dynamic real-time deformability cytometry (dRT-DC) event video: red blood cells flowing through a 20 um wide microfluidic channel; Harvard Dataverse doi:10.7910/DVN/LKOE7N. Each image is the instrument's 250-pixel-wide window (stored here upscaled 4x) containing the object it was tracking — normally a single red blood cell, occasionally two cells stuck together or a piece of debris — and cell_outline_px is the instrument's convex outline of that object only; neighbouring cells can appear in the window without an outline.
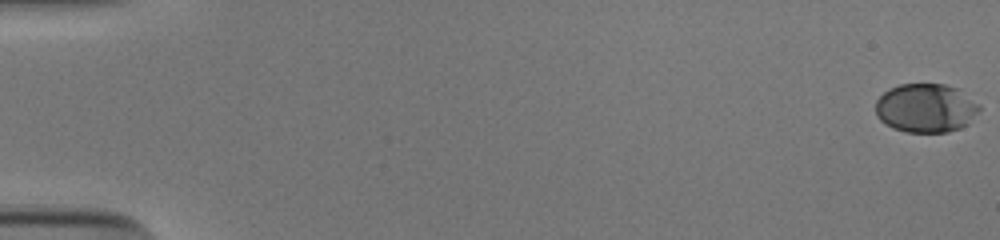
{"species": "human", "species_latin": "Homo sapiens", "temperature_condition": "cold", "stored_images_in_passage": 54, "camera_frame_rate_fps": 3000, "um_per_image_px": 0.085, "donor": {"sex": "male"}, "frame": {"image": 1, "passage_image": 1, "time_ms": 0.0, "image_size_px": [1000, 240], "cell_outline_px": [[980, 112], [968, 124], [960, 128], [948, 132], [904, 132], [892, 128], [880, 120], [876, 116], [876, 100], [888, 88], [900, 84], [944, 84], [960, 88], [980, 104]], "centroid_in_image_um": [78.73, 9.18], "position_along_channel_um": 6.3, "area_um2": 30.06}}
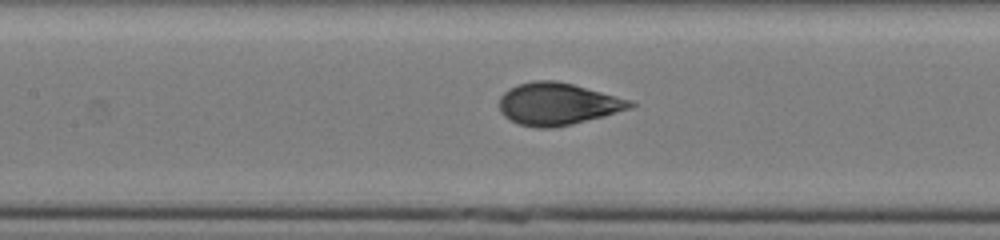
{"frame": {"image": 2, "passage_image": 27, "time_ms": 8.667, "image_size_px": [1000, 240], "cell_outline_px": [[636, 104], [632, 108], [604, 116], [572, 124], [552, 128], [536, 128], [520, 124], [504, 116], [500, 112], [500, 96], [508, 88], [516, 84], [532, 80], [556, 80], [572, 84], [632, 100]], "centroid_in_image_um": [47.39, 8.83], "position_along_channel_um": 160.0, "area_um2": 32.25}}
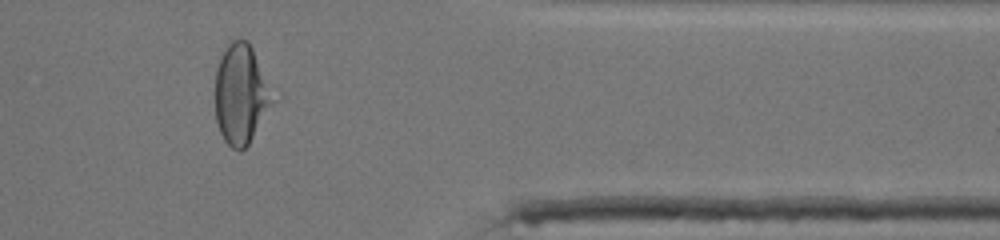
{"frame": {"image": 3, "passage_image": 46, "time_ms": 15.0, "image_size_px": [1000, 240], "cell_outline_px": [[280, 100], [248, 144], [240, 152], [232, 148], [224, 140], [220, 132], [216, 120], [216, 68], [228, 44], [232, 40], [248, 40], [280, 96]], "centroid_in_image_um": [20.62, 8.03], "position_along_channel_um": 390.8, "area_um2": 34.91}, "authors_computed_cell_mechanics": {"area_um2": 31.7322, "velocity_mm_per_s": 3.9011, "shape_relaxation_time_tau1_ms": 3.8344, "shape_relaxation_time_tau2_ms": null, "deformation_change_tau1": 0.1823, "deformation_change_tau2": null}}